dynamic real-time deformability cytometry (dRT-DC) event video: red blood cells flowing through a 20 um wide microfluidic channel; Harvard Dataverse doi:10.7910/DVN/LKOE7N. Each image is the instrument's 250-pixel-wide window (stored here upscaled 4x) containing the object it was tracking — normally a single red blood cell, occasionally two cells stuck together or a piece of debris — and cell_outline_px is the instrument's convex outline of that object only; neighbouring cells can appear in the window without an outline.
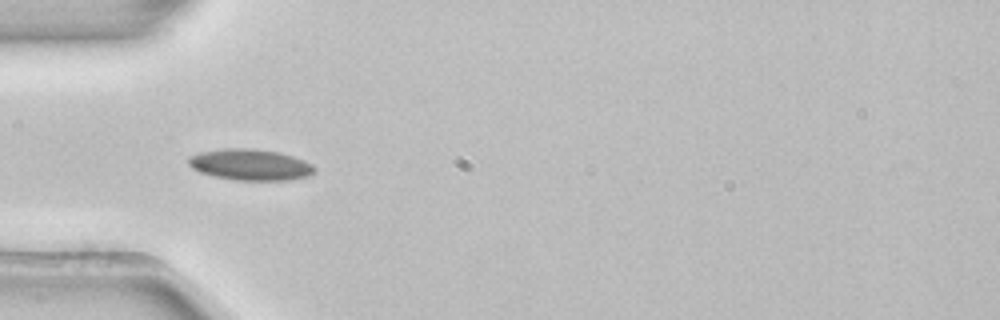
{"species": "common noctule bat (a hibernating species)", "species_latin": "Nyctalus noctula", "temperature_condition": "room temperature", "stored_images_in_passage": 26, "camera_frame_rate_fps": 3000, "um_per_image_px": 0.085, "animal": {"sex": "female", "body_mass_g": 22.7, "forearm_length_mm": 54.2}, "frame": {"image": 1, "passage_image": 5, "time_ms": 1.333, "image_size_px": [1000, 320], "cell_outline_px": [[316, 168], [308, 176], [288, 180], [236, 180], [212, 176], [200, 172], [192, 168], [188, 164], [188, 156], [200, 152], [224, 148], [252, 148], [280, 152], [304, 160], [312, 164]], "centroid_in_image_um": [21.25, 13.99], "position_along_channel_um": 63.8, "area_um2": 23.0}}